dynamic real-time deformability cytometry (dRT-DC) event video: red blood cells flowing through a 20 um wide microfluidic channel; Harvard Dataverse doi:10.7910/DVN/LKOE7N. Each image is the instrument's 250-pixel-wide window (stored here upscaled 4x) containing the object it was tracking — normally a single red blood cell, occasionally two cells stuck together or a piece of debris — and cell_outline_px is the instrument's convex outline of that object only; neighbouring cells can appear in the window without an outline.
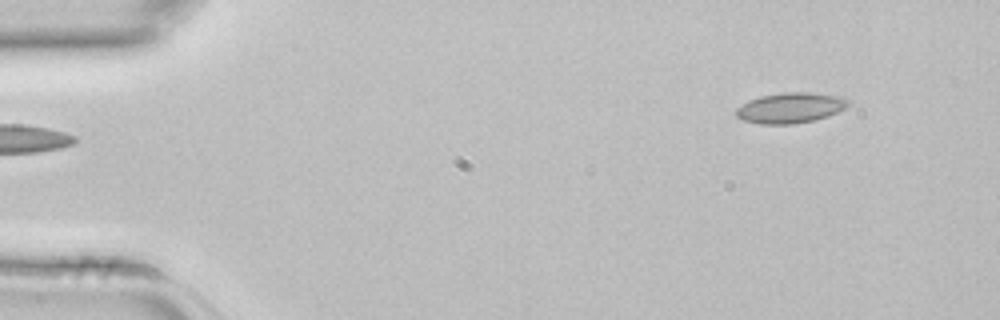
{"species": "common noctule bat (a hibernating species)", "species_latin": "Nyctalus noctula", "temperature_condition": "room temperature", "stored_images_in_passage": 3, "camera_frame_rate_fps": 3000, "um_per_image_px": 0.085, "animal": {"sex": "female", "body_mass_g": 22.7, "forearm_length_mm": 54.2}, "frame": {"image": 1, "passage_image": 1, "time_ms": 0.0, "image_size_px": [1000, 320], "cell_outline_px": [[848, 104], [844, 108], [828, 116], [812, 120], [792, 124], [760, 124], [744, 120], [736, 116], [736, 108], [748, 100], [760, 96], [784, 92], [808, 92], [840, 96], [848, 100]], "centroid_in_image_um": [67.15, 9.16], "position_along_channel_um": 17.9, "area_um2": 19.71}}
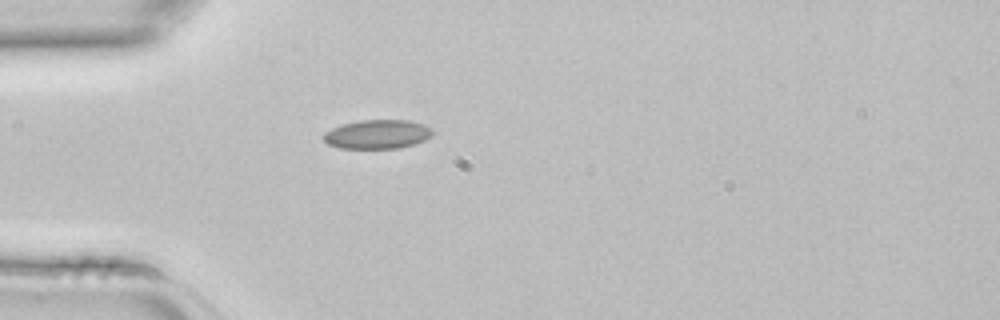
{"frame": {"image": 2, "passage_image": 3, "time_ms": 0.667, "image_size_px": [1000, 320], "cell_outline_px": [[432, 136], [416, 144], [400, 148], [340, 148], [328, 144], [324, 140], [324, 132], [332, 128], [344, 124], [360, 120], [408, 120], [424, 124], [432, 128]], "centroid_in_image_um": [32.11, 11.41], "position_along_channel_um": 52.9, "area_um2": 18.44}}